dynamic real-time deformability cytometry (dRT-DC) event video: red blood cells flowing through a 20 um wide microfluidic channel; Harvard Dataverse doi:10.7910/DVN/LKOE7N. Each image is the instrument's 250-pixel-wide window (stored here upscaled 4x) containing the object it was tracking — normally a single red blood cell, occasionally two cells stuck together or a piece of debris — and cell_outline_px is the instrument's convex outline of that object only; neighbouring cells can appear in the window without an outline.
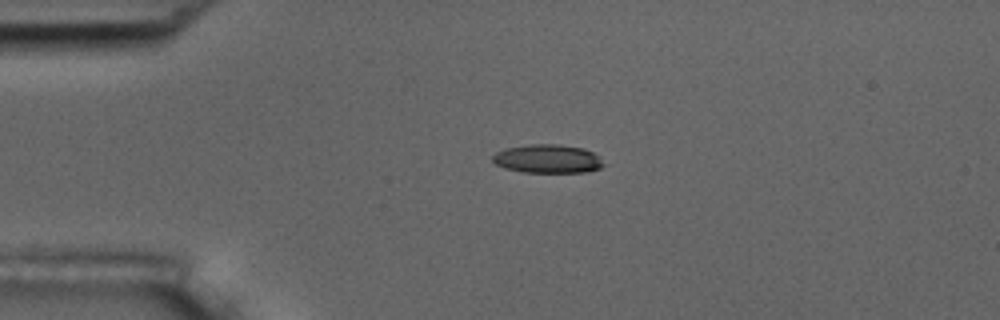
{"species": "common noctule bat (a hibernating species)", "species_latin": "Nyctalus noctula", "temperature_condition": "room temperature", "stored_images_in_passage": 2, "camera_frame_rate_fps": 3000, "um_per_image_px": 0.085, "animal": {"sex": "male", "body_mass_g": 17.5, "forearm_length_mm": 52.3}, "frame": {"image": 1, "passage_image": 2, "time_ms": 1.333, "image_size_px": [1000, 320], "cell_outline_px": [[604, 164], [600, 168], [584, 172], [524, 172], [504, 168], [496, 164], [492, 160], [492, 156], [496, 152], [504, 148], [528, 144], [556, 144], [584, 148], [600, 156]], "centroid_in_image_um": [46.54, 13.49], "position_along_channel_um": 38.5, "area_um2": 18.55}}